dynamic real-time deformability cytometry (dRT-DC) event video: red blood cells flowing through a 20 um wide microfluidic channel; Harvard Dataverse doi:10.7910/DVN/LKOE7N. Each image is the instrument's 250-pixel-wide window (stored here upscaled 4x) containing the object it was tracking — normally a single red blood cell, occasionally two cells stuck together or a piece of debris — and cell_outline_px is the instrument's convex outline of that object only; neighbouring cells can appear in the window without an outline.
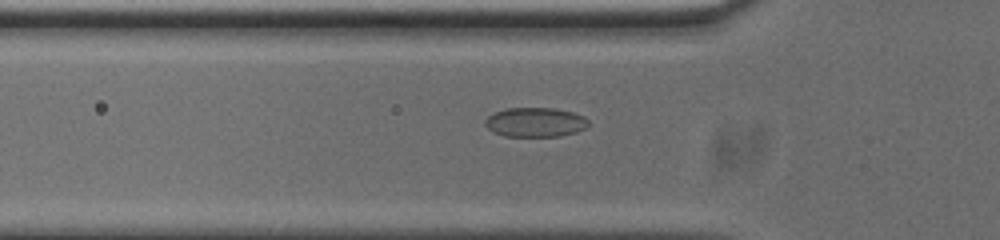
{"species": "common noctule bat (a hibernating species)", "species_latin": "Nyctalus noctula", "temperature_condition": "cold", "stored_images_in_passage": 43, "camera_frame_rate_fps": 3000, "um_per_image_px": 0.085, "animal": {"sex": "male", "body_mass_g": 20.0, "forearm_length_mm": 53.3}, "frame": {"image": 1, "passage_image": 6, "time_ms": 1.667, "image_size_px": [1000, 240], "cell_outline_px": [[588, 124], [584, 128], [576, 132], [560, 136], [504, 136], [492, 132], [484, 124], [484, 120], [488, 116], [496, 112], [508, 108], [552, 108], [572, 112], [584, 116], [588, 120]], "centroid_in_image_um": [45.48, 10.39], "position_along_channel_um": 80.3, "area_um2": 17.63}}
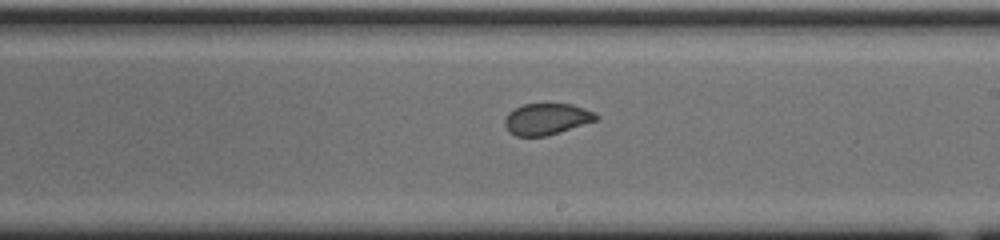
{"frame": {"image": 2, "passage_image": 19, "time_ms": 6.0, "image_size_px": [1000, 240], "cell_outline_px": [[600, 120], [560, 132], [544, 136], [516, 136], [508, 132], [504, 124], [504, 120], [508, 112], [524, 104], [572, 104], [596, 112], [600, 116]], "centroid_in_image_um": [46.51, 10.12], "position_along_channel_um": 242.5, "area_um2": 16.94}}
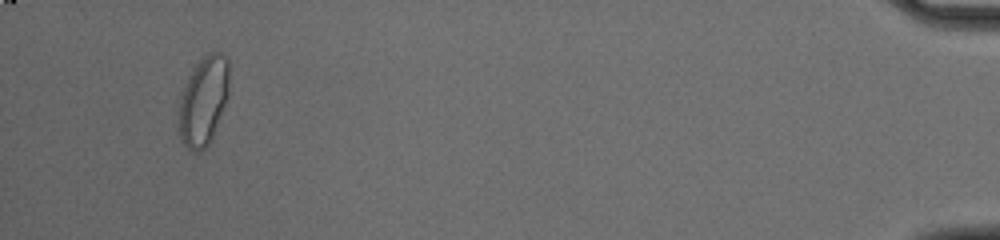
{"frame": {"image": 3, "passage_image": 40, "time_ms": 13.0, "image_size_px": [1000, 240], "cell_outline_px": [[228, 96], [212, 140], [200, 152], [192, 152], [184, 144], [180, 136], [180, 92], [196, 64], [208, 52], [220, 52], [228, 60]], "centroid_in_image_um": [17.31, 8.58], "position_along_channel_um": 417.9, "area_um2": 25.89}, "authors_computed_cell_mechanics": {"area_um2": 18.0336, "velocity_mm_per_s": 3.734, "shape_relaxation_time_tau1_ms": null, "shape_relaxation_time_tau2_ms": 0.7878, "deformation_change_tau1": null, "deformation_change_tau2": 0.0501}}